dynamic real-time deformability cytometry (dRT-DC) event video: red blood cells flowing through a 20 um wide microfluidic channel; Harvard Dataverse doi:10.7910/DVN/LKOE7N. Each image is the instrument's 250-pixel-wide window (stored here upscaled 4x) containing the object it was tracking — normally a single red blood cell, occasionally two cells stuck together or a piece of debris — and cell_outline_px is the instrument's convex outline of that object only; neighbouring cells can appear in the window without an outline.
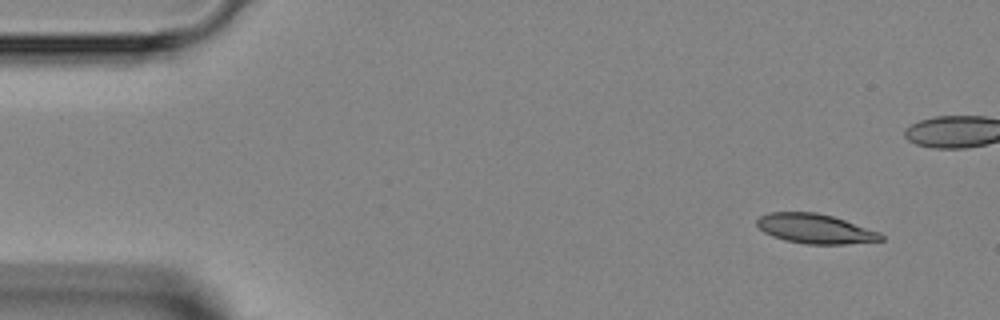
{"species": "Egyptian fruit bat (a non-hibernating species)", "species_latin": "Rousettus aegyptiacus", "temperature_condition": "room temperature", "stored_images_in_passage": 4, "camera_frame_rate_fps": 3000, "um_per_image_px": 0.085, "animal": {"sex": "female"}, "frame": {"image": 1, "passage_image": 1, "time_ms": 0.0, "image_size_px": [1000, 320], "cell_outline_px": [[884, 240], [844, 244], [808, 244], [784, 240], [772, 236], [764, 232], [756, 224], [756, 220], [760, 216], [768, 212], [816, 212], [832, 216], [880, 232], [884, 236]], "centroid_in_image_um": [69.27, 19.44], "position_along_channel_um": 15.7, "area_um2": 21.33}}